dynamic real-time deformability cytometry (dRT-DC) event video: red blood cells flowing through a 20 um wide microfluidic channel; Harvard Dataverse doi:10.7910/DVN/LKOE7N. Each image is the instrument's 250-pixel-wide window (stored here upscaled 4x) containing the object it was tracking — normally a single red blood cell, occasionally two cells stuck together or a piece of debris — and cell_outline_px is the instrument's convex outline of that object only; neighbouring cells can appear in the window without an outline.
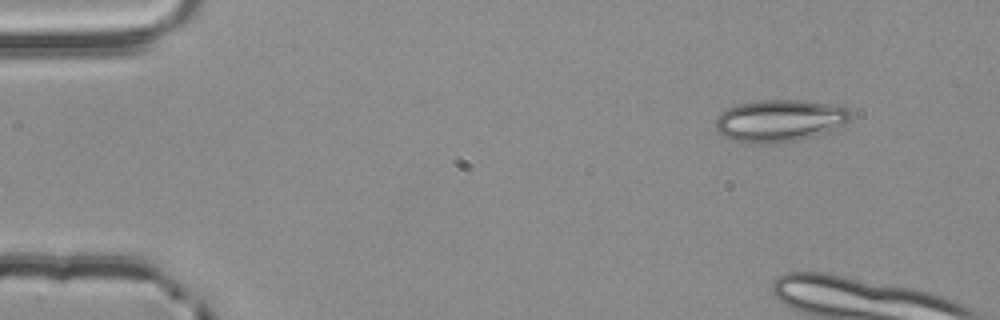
{"species": "common noctule bat (a hibernating species)", "species_latin": "Nyctalus noctula", "temperature_condition": "room temperature", "stored_images_in_passage": 3, "camera_frame_rate_fps": 3000, "um_per_image_px": 0.085, "animal": {"sex": "male", "body_mass_g": 20.4}, "frame": {"image": 1, "passage_image": 3, "time_ms": 0.667, "image_size_px": [1000, 320], "cell_outline_px": [[852, 116], [844, 124], [824, 132], [796, 140], [732, 140], [724, 136], [716, 128], [716, 120], [720, 112], [728, 108], [740, 104], [760, 100], [800, 100], [836, 104], [848, 108], [852, 112]], "centroid_in_image_um": [66.32, 10.18], "position_along_channel_um": 18.7, "area_um2": 31.85}}